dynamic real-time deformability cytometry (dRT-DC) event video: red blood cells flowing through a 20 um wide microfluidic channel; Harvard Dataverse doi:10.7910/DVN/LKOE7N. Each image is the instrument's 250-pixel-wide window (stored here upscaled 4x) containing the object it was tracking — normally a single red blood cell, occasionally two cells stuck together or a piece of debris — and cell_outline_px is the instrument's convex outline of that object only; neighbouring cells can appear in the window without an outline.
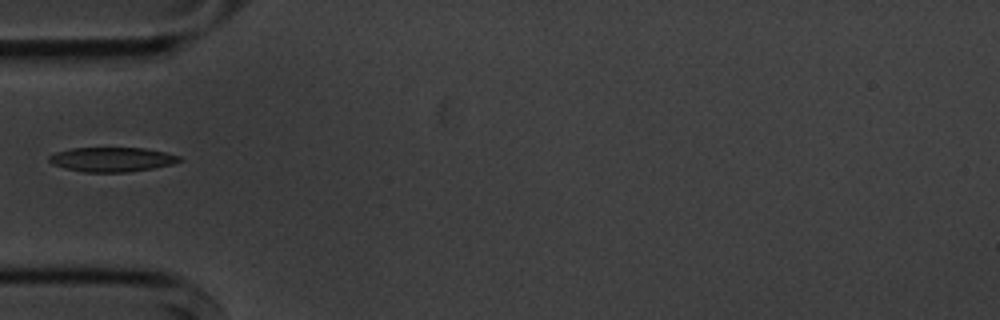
{"species": "common noctule bat (a hibernating species)", "species_latin": "Nyctalus noctula", "temperature_condition": "cold", "stored_images_in_passage": 4, "camera_frame_rate_fps": 3000, "um_per_image_px": 0.085, "animal": {"sex": "male", "body_mass_g": 20.1, "forearm_length_mm": 53.5}, "frame": {"image": 1, "passage_image": 4, "time_ms": 4.333, "image_size_px": [1000, 320], "cell_outline_px": [[184, 160], [172, 164], [152, 168], [128, 172], [84, 172], [64, 168], [52, 164], [48, 160], [48, 156], [56, 152], [72, 148], [144, 148], [164, 152], [180, 156]], "centroid_in_image_um": [9.51, 13.55], "position_along_channel_um": 75.5, "area_um2": 18.55}}